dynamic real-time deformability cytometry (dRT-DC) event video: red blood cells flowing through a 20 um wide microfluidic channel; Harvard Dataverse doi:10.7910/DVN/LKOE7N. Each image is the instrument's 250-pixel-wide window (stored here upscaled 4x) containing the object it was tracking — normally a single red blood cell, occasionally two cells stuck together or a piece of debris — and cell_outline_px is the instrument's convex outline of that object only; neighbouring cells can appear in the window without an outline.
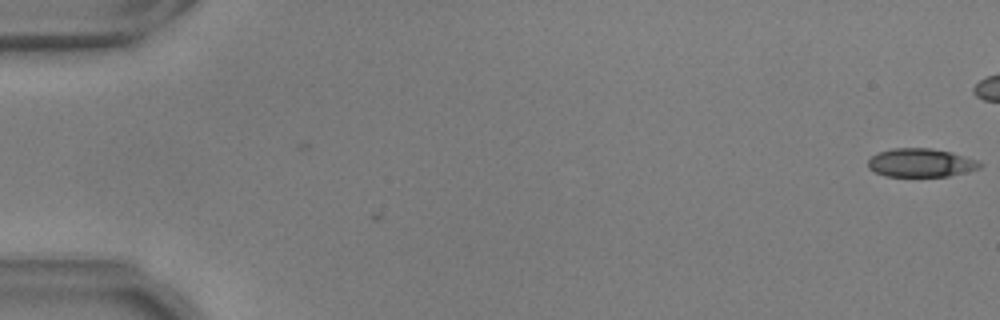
{"species": "common noctule bat (a hibernating species)", "species_latin": "Nyctalus noctula", "temperature_condition": "warm", "stored_images_in_passage": 2, "camera_frame_rate_fps": 3000, "um_per_image_px": 0.085, "animal": {"sex": "male", "body_mass_g": 17.9, "forearm_length_mm": 54.2}, "frame": {"image": 1, "passage_image": 2, "time_ms": 0.333, "image_size_px": [1000, 320], "cell_outline_px": [[984, 164], [980, 168], [968, 172], [948, 176], [888, 176], [876, 172], [868, 168], [868, 160], [872, 156], [880, 152], [892, 148], [932, 148], [952, 152], [976, 160]], "centroid_in_image_um": [78.3, 13.83], "position_along_channel_um": 6.7, "area_um2": 18.55}}